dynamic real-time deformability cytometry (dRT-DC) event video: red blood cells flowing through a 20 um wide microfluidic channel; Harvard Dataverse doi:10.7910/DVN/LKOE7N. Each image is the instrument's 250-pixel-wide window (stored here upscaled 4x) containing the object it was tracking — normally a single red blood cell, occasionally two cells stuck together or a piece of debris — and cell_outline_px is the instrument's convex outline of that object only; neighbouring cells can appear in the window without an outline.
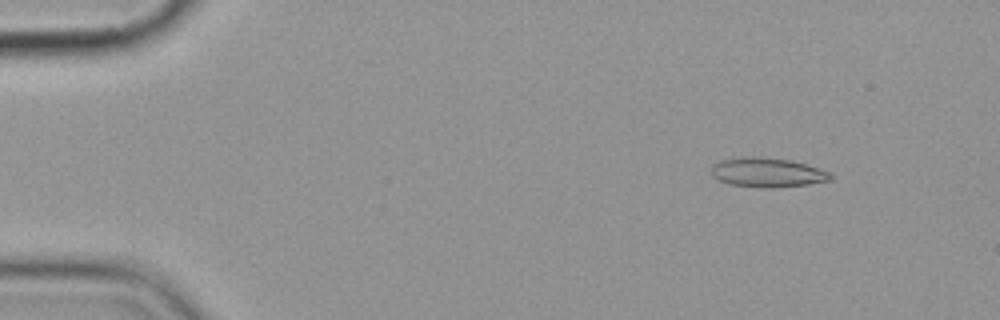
{"species": "common noctule bat (a hibernating species)", "species_latin": "Nyctalus noctula", "temperature_condition": "cold", "stored_images_in_passage": 4, "camera_frame_rate_fps": 3000, "um_per_image_px": 0.085, "animal": {"sex": "female", "body_mass_g": 19.9}, "frame": {"image": 1, "passage_image": 1, "time_ms": 0.0, "image_size_px": [1000, 320], "cell_outline_px": [[832, 180], [808, 184], [776, 188], [764, 188], [728, 184], [716, 180], [712, 176], [712, 164], [720, 160], [744, 156], [756, 156], [792, 160], [820, 168], [832, 172]], "centroid_in_image_um": [65.22, 14.66], "position_along_channel_um": 19.8, "area_um2": 20.87}}
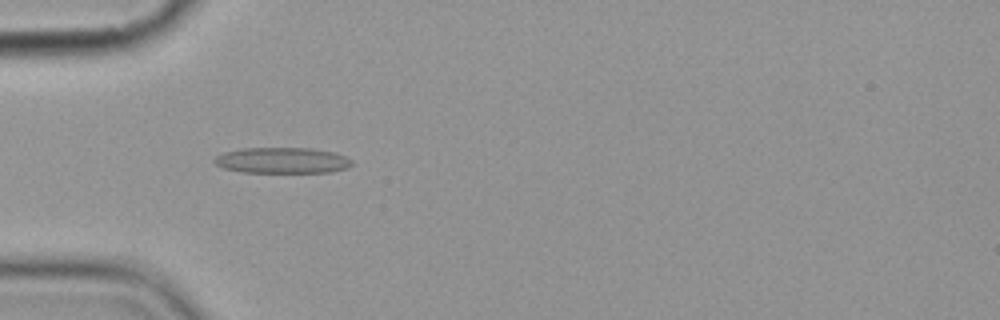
{"frame": {"image": 2, "passage_image": 4, "time_ms": 3.667, "image_size_px": [1000, 320], "cell_outline_px": [[352, 164], [348, 168], [332, 172], [244, 172], [224, 168], [216, 164], [212, 160], [216, 156], [224, 152], [240, 148], [312, 148], [336, 152], [352, 160]], "centroid_in_image_um": [24.01, 13.63], "position_along_channel_um": 61.0, "area_um2": 20.81}}